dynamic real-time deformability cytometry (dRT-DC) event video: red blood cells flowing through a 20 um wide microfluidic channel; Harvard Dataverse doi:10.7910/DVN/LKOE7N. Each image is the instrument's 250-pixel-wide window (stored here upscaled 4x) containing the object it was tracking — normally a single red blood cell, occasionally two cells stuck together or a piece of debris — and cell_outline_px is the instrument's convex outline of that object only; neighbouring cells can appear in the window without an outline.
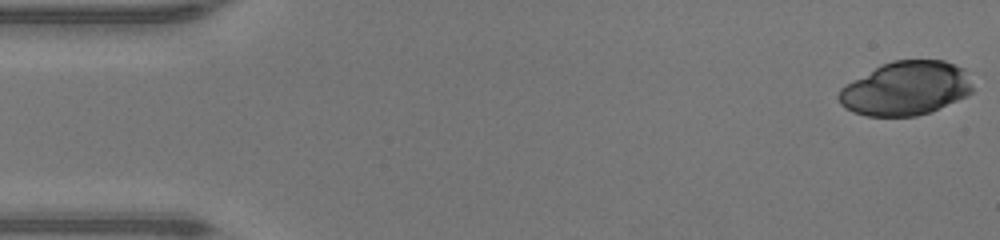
{"species": "human", "species_latin": "Homo sapiens", "temperature_condition": "warm", "stored_images_in_passage": 20, "camera_frame_rate_fps": 3000, "um_per_image_px": 0.085, "donor": {"sex": "male"}, "frame": {"image": 1, "passage_image": 1, "time_ms": 0.0, "image_size_px": [1000, 240], "cell_outline_px": [[972, 92], [968, 96], [932, 112], [916, 116], [868, 116], [852, 112], [840, 104], [836, 96], [840, 88], [876, 68], [892, 60], [944, 60], [956, 64], [964, 68], [972, 84]], "centroid_in_image_um": [77.03, 7.53], "position_along_channel_um": 8.0, "area_um2": 42.14}}
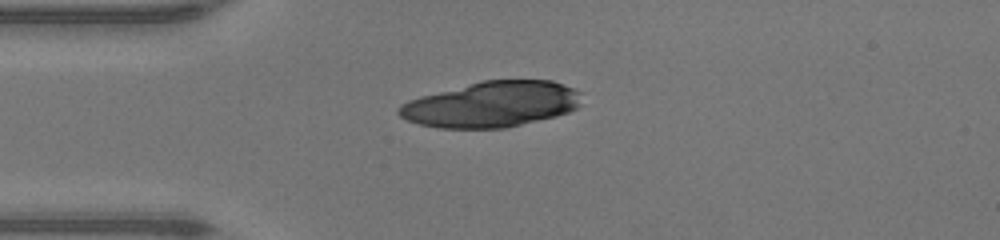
{"frame": {"image": 2, "passage_image": 12, "time_ms": 3.667, "image_size_px": [1000, 240], "cell_outline_px": [[580, 104], [576, 108], [568, 112], [556, 116], [504, 128], [440, 128], [420, 124], [408, 120], [400, 116], [396, 112], [400, 104], [408, 100], [420, 96], [484, 80], [552, 80], [572, 88], [580, 92]], "centroid_in_image_um": [41.77, 8.87], "position_along_channel_um": 43.2, "area_um2": 48.38}}
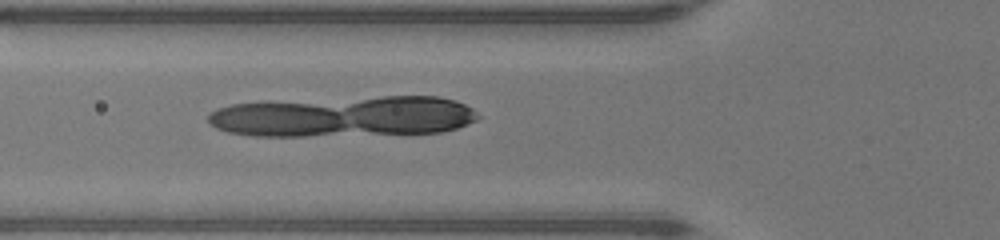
{"frame": {"image": 3, "passage_image": 17, "time_ms": 5.333, "image_size_px": [1000, 240], "cell_outline_px": [[480, 116], [476, 120], [456, 128], [440, 132], [304, 136], [256, 136], [228, 132], [216, 128], [208, 124], [208, 112], [216, 108], [232, 104], [380, 96], [436, 96], [456, 100], [472, 108]], "centroid_in_image_um": [29.21, 9.9], "position_along_channel_um": 96.6, "area_um2": 63.81}}